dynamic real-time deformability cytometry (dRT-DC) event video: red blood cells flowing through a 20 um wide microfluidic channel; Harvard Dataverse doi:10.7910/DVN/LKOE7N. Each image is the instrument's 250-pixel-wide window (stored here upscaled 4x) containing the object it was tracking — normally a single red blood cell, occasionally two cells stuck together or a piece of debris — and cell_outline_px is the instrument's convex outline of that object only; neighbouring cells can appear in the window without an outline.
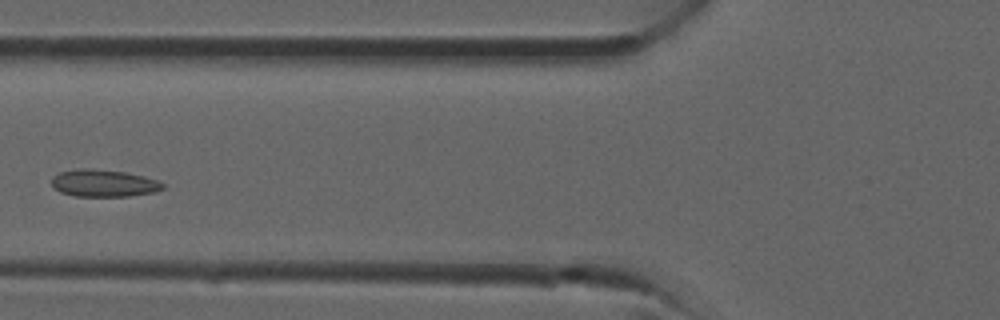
{"species": "common noctule bat (a hibernating species)", "species_latin": "Nyctalus noctula", "temperature_condition": "room temperature", "stored_images_in_passage": 33, "camera_frame_rate_fps": 3000, "um_per_image_px": 0.085, "animal": {"sex": "male", "forearm_length_mm": 52.5}, "frame": {"image": 1, "passage_image": 10, "time_ms": 3.0, "image_size_px": [1000, 320], "cell_outline_px": [[164, 188], [152, 192], [128, 196], [76, 196], [60, 192], [52, 188], [52, 176], [60, 172], [80, 168], [92, 168], [124, 172], [144, 176], [156, 180], [164, 184]], "centroid_in_image_um": [8.77, 15.56], "position_along_channel_um": 117.0, "area_um2": 17.57}}
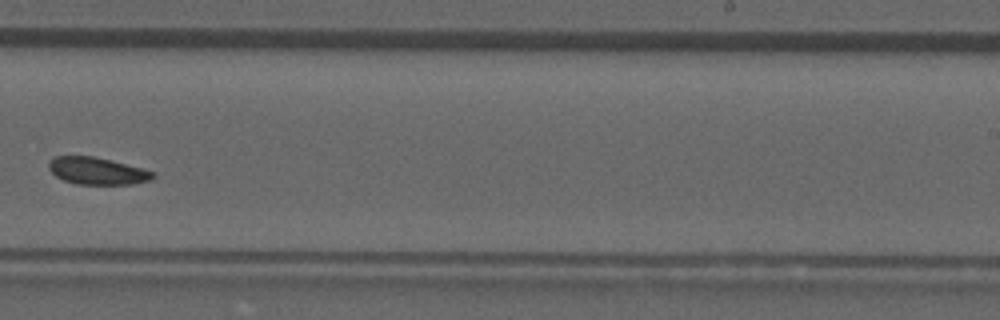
{"frame": {"image": 2, "passage_image": 19, "time_ms": 6.0, "image_size_px": [1000, 320], "cell_outline_px": [[156, 176], [152, 180], [132, 184], [76, 184], [64, 180], [56, 176], [48, 168], [48, 160], [56, 156], [92, 156], [156, 172]], "centroid_in_image_um": [8.25, 14.54], "position_along_channel_um": 280.8, "area_um2": 16.36}}